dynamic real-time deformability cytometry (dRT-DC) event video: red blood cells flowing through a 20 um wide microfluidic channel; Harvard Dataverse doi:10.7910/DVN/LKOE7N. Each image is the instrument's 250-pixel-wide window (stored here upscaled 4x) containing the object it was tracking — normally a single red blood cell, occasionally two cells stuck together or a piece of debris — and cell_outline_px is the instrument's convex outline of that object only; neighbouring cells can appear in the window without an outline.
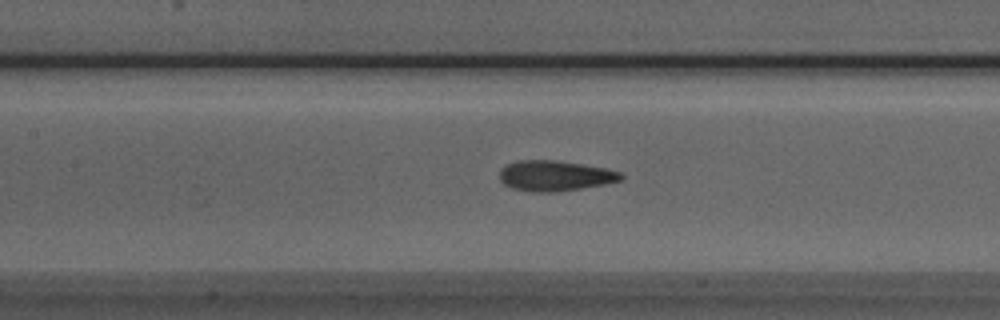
{"species": "Egyptian fruit bat (a non-hibernating species)", "species_latin": "Rousettus aegyptiacus", "temperature_condition": "room temperature", "stored_images_in_passage": 50, "camera_frame_rate_fps": 3000, "um_per_image_px": 0.085, "animal": {"sex": "male"}, "frame": {"image": 1, "passage_image": 22, "time_ms": 7.0, "image_size_px": [1000, 320], "cell_outline_px": [[624, 176], [620, 180], [604, 184], [580, 188], [552, 192], [532, 192], [512, 188], [504, 184], [500, 180], [500, 168], [516, 160], [556, 160], [604, 168], [620, 172]], "centroid_in_image_um": [47.12, 14.93], "position_along_channel_um": 160.3, "area_um2": 21.33}}
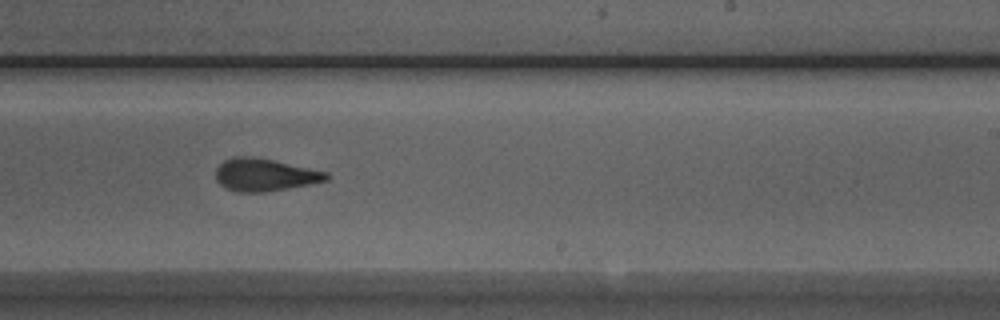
{"frame": {"image": 2, "passage_image": 30, "time_ms": 9.667, "image_size_px": [1000, 320], "cell_outline_px": [[328, 180], [308, 184], [264, 192], [236, 192], [224, 188], [216, 180], [216, 168], [224, 160], [232, 156], [252, 156], [272, 160], [328, 172]], "centroid_in_image_um": [22.44, 14.85], "position_along_channel_um": 266.6, "area_um2": 20.87}}
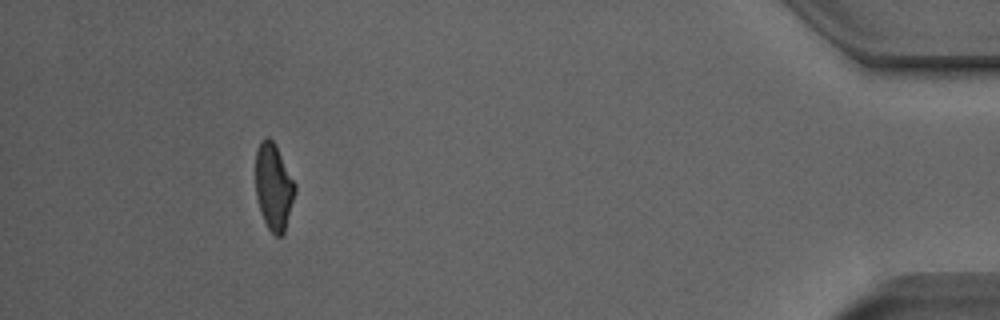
{"frame": {"image": 3, "passage_image": 46, "time_ms": 15.0, "image_size_px": [1000, 320], "cell_outline_px": [[296, 192], [284, 232], [280, 236], [276, 236], [268, 228], [260, 212], [256, 196], [256, 152], [260, 140], [264, 136], [268, 136], [276, 144], [296, 184]], "centroid_in_image_um": [23.26, 15.84], "position_along_channel_um": 411.9, "area_um2": 20.06}, "authors_computed_cell_mechanics": {"area_um2": 21.1837, "velocity_mm_per_s": 3.9948, "shape_relaxation_time_tau1_ms": 4.8844, "shape_relaxation_time_tau2_ms": 1.8726, "deformation_change_tau1": 0.1559, "deformation_change_tau2": 0.0948}}